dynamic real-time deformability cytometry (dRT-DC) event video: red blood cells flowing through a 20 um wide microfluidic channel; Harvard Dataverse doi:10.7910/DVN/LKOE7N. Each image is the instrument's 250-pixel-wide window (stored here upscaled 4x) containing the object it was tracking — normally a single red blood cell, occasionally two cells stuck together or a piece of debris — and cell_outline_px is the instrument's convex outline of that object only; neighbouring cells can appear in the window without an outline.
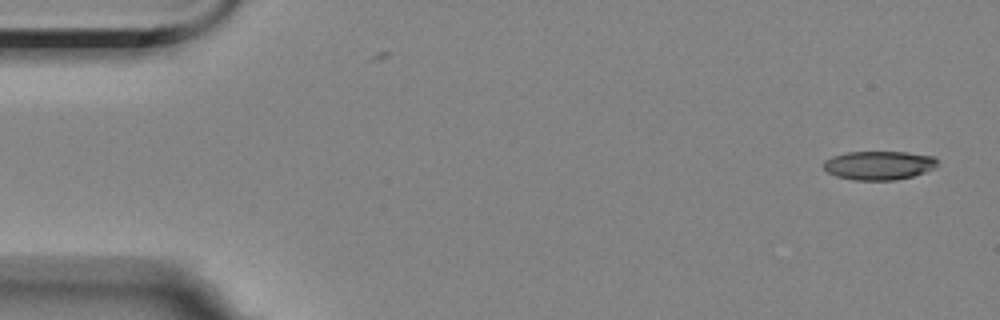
{"species": "Egyptian fruit bat (a non-hibernating species)", "species_latin": "Rousettus aegyptiacus", "temperature_condition": "room temperature", "stored_images_in_passage": 5, "camera_frame_rate_fps": 3000, "um_per_image_px": 0.085, "animal": {"sex": "female"}, "frame": {"image": 1, "passage_image": 1, "time_ms": 0.0, "image_size_px": [1000, 320], "cell_outline_px": [[936, 168], [912, 176], [896, 180], [852, 180], [836, 176], [828, 172], [824, 168], [824, 160], [832, 156], [848, 152], [904, 152], [932, 156], [936, 160]], "centroid_in_image_um": [74.68, 14.06], "position_along_channel_um": 10.3, "area_um2": 19.02}}
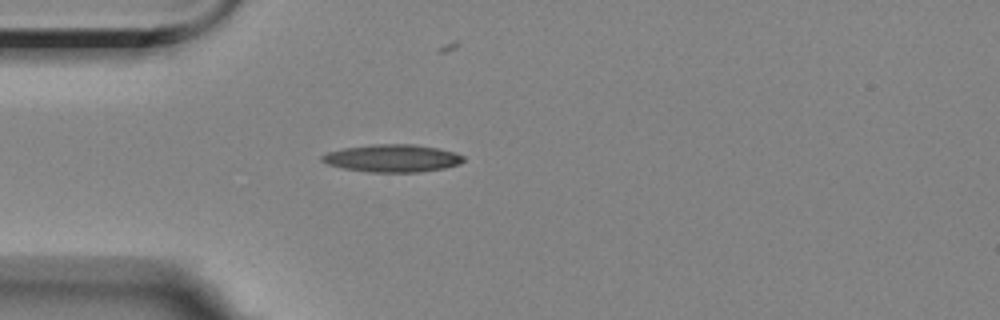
{"frame": {"image": 2, "passage_image": 5, "time_ms": 4.333, "image_size_px": [1000, 320], "cell_outline_px": [[464, 160], [460, 164], [444, 168], [420, 172], [368, 172], [344, 168], [328, 164], [320, 160], [320, 156], [328, 152], [344, 148], [372, 144], [412, 144], [436, 148], [456, 152], [464, 156]], "centroid_in_image_um": [33.36, 13.45], "position_along_channel_um": 51.6, "area_um2": 22.72}}